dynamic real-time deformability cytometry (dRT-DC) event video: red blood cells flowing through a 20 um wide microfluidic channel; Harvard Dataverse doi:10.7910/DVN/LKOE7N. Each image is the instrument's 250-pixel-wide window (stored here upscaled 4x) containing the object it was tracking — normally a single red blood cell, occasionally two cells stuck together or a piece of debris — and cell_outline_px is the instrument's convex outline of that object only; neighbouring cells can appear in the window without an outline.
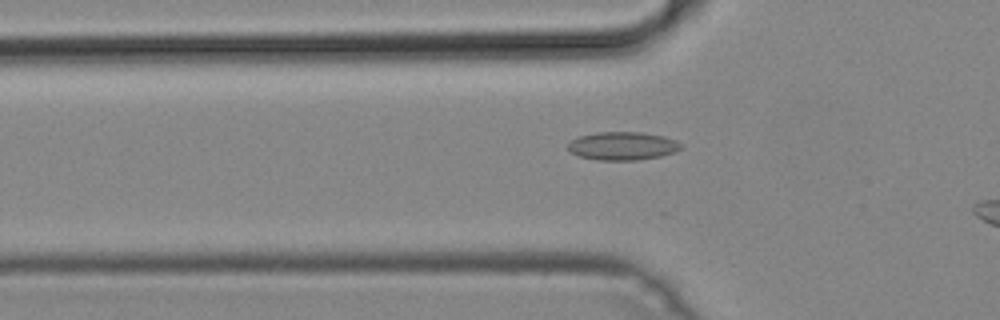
{"species": "common noctule bat (a hibernating species)", "species_latin": "Nyctalus noctula", "temperature_condition": "cold", "stored_images_in_passage": 44, "camera_frame_rate_fps": 3000, "um_per_image_px": 0.085, "animal": {"sex": "male", "body_mass_g": 19.2, "forearm_length_mm": 51.8}, "frame": {"image": 1, "passage_image": 17, "time_ms": 5.333, "image_size_px": [1000, 320], "cell_outline_px": [[684, 148], [676, 152], [660, 156], [636, 160], [600, 160], [580, 156], [572, 152], [568, 148], [568, 144], [572, 140], [580, 136], [596, 132], [640, 132], [664, 136], [676, 140], [684, 144]], "centroid_in_image_um": [53.0, 12.4], "position_along_channel_um": 72.8, "area_um2": 18.61}}
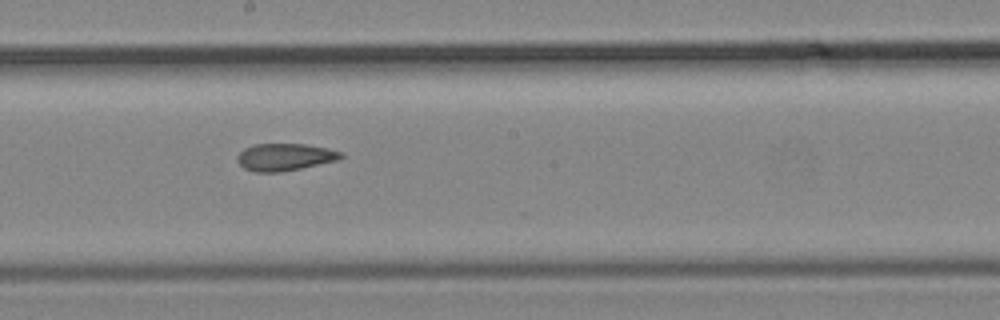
{"frame": {"image": 2, "passage_image": 28, "time_ms": 9.0, "image_size_px": [1000, 320], "cell_outline_px": [[344, 156], [340, 160], [280, 172], [256, 172], [244, 168], [236, 160], [236, 156], [244, 148], [252, 144], [304, 144], [328, 148], [340, 152]], "centroid_in_image_um": [24.19, 13.34], "position_along_channel_um": 224.0, "area_um2": 16.47}}
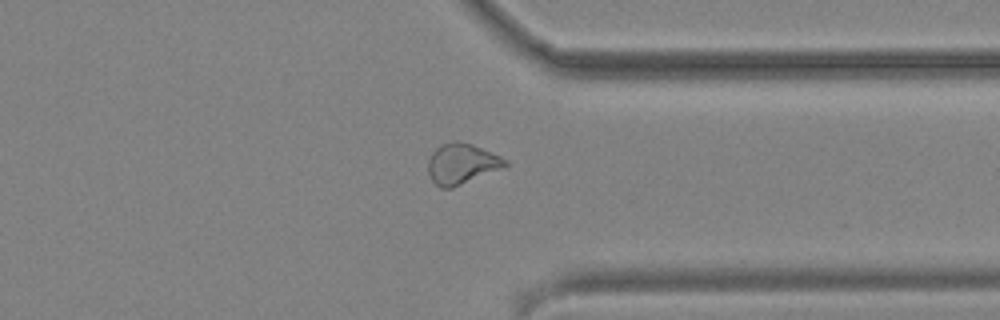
{"frame": {"image": 3, "passage_image": 39, "time_ms": 12.667, "image_size_px": [1000, 320], "cell_outline_px": [[508, 164], [504, 168], [452, 188], [440, 188], [432, 180], [428, 172], [428, 160], [432, 152], [440, 144], [456, 140], [460, 140], [472, 144], [500, 156], [508, 160]], "centroid_in_image_um": [39.25, 13.91], "position_along_channel_um": 372.2, "area_um2": 18.38}}